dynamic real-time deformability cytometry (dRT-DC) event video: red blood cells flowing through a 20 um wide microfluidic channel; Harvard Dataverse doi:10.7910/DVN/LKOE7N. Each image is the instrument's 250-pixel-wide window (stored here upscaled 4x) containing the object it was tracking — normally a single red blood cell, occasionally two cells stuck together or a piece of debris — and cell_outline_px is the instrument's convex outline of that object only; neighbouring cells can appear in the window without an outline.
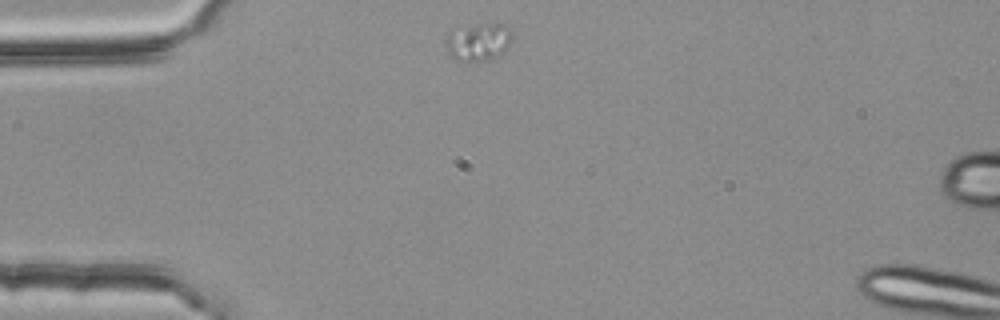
{"species": "common noctule bat (a hibernating species)", "species_latin": "Nyctalus noctula", "temperature_condition": "room temperature", "stored_images_in_passage": 9, "camera_frame_rate_fps": 3000, "um_per_image_px": 0.085, "animal": {"sex": "female", "body_mass_g": 25.1}, "frame": {"image": 1, "passage_image": 1, "time_ms": 0.0, "image_size_px": [1000, 320], "cell_outline_px": [[512, 44], [504, 52], [488, 60], [452, 60], [444, 44], [444, 40], [448, 32], [456, 24], [504, 24], [512, 32]], "centroid_in_image_um": [40.6, 3.51], "position_along_channel_um": 44.4, "area_um2": 15.26}}